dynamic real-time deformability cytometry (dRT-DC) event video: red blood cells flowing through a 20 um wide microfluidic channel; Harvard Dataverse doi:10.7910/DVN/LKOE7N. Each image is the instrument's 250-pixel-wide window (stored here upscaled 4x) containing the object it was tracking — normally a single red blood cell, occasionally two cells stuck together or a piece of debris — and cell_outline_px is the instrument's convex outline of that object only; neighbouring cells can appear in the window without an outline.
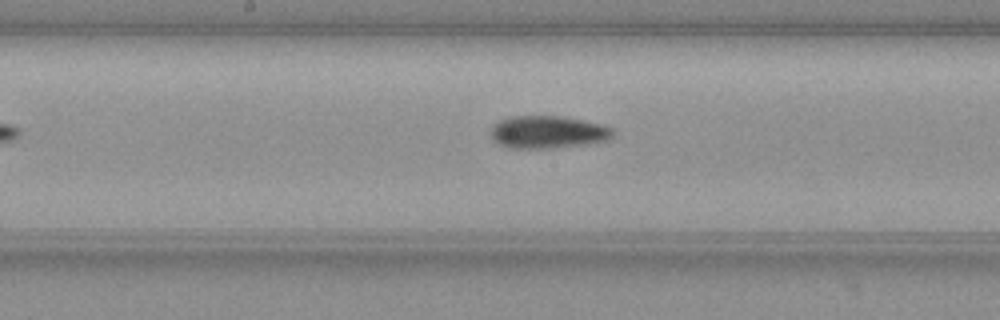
{"species": "common noctule bat (a hibernating species)", "species_latin": "Nyctalus noctula", "temperature_condition": "warm", "stored_images_in_passage": 39, "camera_frame_rate_fps": 3000, "um_per_image_px": 0.085, "animal": {"sex": "female", "body_mass_g": 19.3, "forearm_length_mm": 54.1}, "frame": {"image": 1, "passage_image": 20, "time_ms": 6.333, "image_size_px": [1000, 320], "cell_outline_px": [[612, 136], [604, 140], [588, 144], [552, 148], [512, 148], [500, 144], [492, 136], [492, 128], [500, 120], [512, 116], [564, 116], [600, 124], [612, 128]], "centroid_in_image_um": [46.58, 11.22], "position_along_channel_um": 201.6, "area_um2": 22.77}}
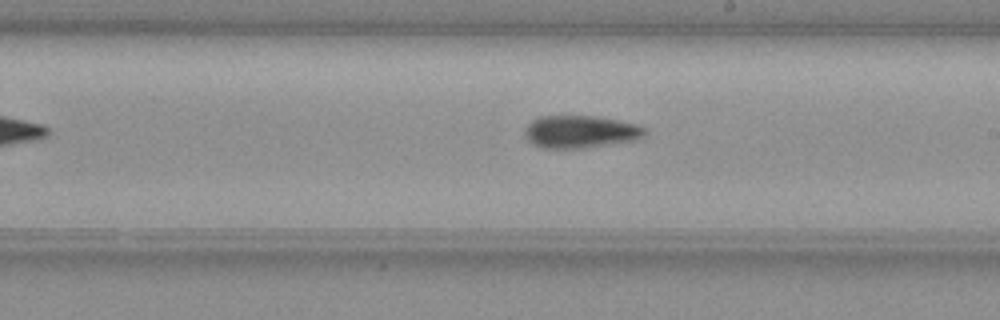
{"frame": {"image": 2, "passage_image": 23, "time_ms": 7.333, "image_size_px": [1000, 320], "cell_outline_px": [[648, 132], [640, 140], [584, 148], [540, 148], [532, 144], [528, 140], [528, 124], [532, 120], [540, 116], [596, 116], [636, 124], [648, 128]], "centroid_in_image_um": [49.43, 11.21], "position_along_channel_um": 239.6, "area_um2": 22.83}}
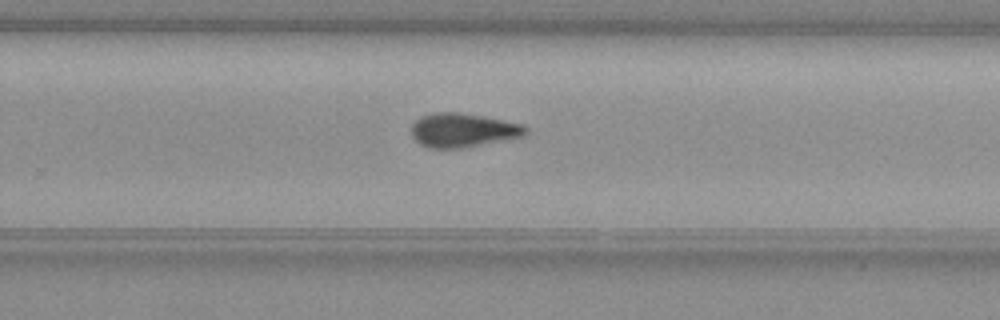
{"frame": {"image": 3, "passage_image": 27, "time_ms": 8.667, "image_size_px": [1000, 320], "cell_outline_px": [[528, 132], [524, 136], [464, 148], [428, 148], [420, 144], [412, 136], [412, 124], [420, 116], [436, 112], [456, 112], [480, 116], [524, 124], [528, 128]], "centroid_in_image_um": [39.35, 11.07], "position_along_channel_um": 290.4, "area_um2": 22.6}}